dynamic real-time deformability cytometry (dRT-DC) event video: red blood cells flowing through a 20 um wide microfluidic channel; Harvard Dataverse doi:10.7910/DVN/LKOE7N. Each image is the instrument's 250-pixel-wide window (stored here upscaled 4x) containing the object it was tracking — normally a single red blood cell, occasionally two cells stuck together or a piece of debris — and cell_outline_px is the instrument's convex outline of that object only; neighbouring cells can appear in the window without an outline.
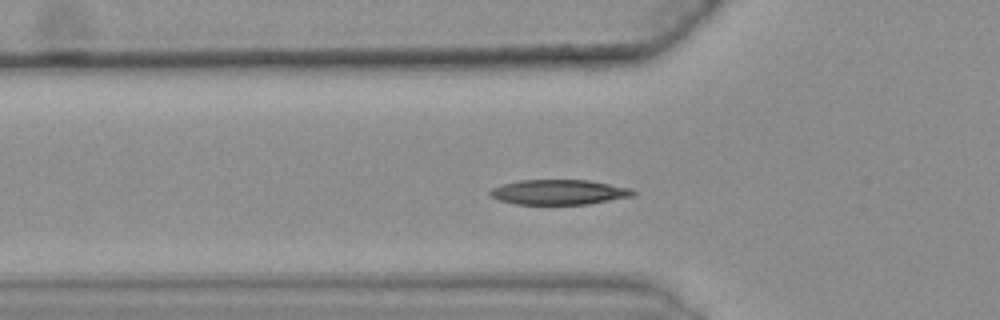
{"species": "common noctule bat (a hibernating species)", "species_latin": "Nyctalus noctula", "temperature_condition": "warm", "stored_images_in_passage": 44, "camera_frame_rate_fps": 3000, "um_per_image_px": 0.085, "animal": {"sex": "female", "body_mass_g": 25.1}, "frame": {"image": 1, "passage_image": 17, "time_ms": 5.333, "image_size_px": [1000, 320], "cell_outline_px": [[640, 192], [636, 196], [588, 204], [516, 204], [500, 200], [488, 196], [488, 192], [492, 188], [504, 184], [520, 180], [588, 180], [632, 188]], "centroid_in_image_um": [47.58, 16.33], "position_along_channel_um": 78.2, "area_um2": 21.04}}
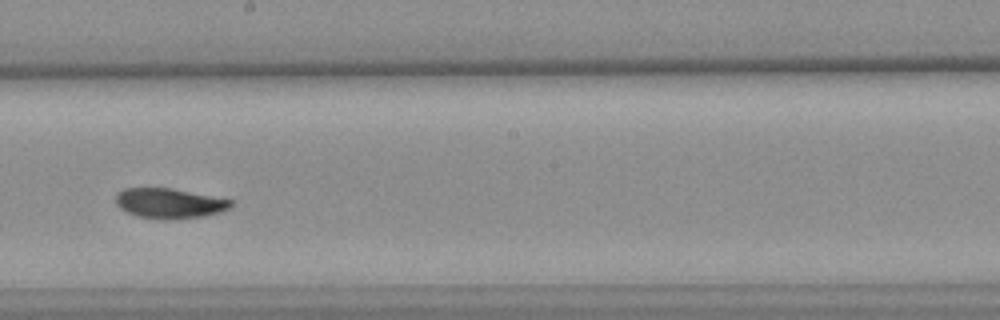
{"frame": {"image": 2, "passage_image": 30, "time_ms": 9.667, "image_size_px": [1000, 320], "cell_outline_px": [[232, 204], [228, 208], [220, 212], [204, 216], [168, 220], [164, 220], [136, 216], [120, 208], [116, 204], [116, 192], [124, 188], [172, 188], [232, 200]], "centroid_in_image_um": [14.36, 17.28], "position_along_channel_um": 233.8, "area_um2": 20.17}}
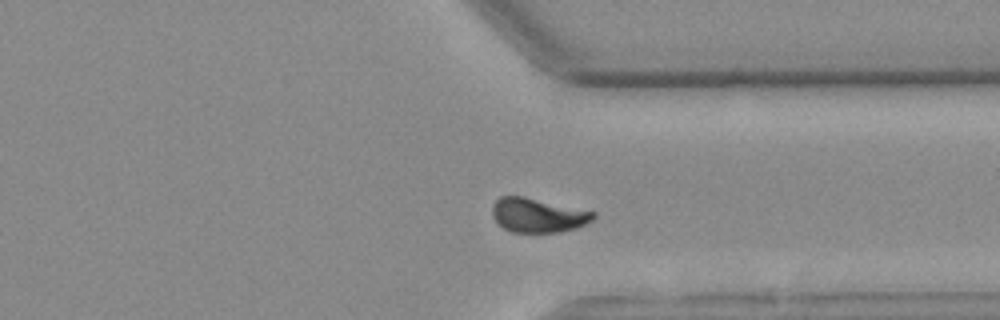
{"frame": {"image": 3, "passage_image": 41, "time_ms": 13.333, "image_size_px": [1000, 320], "cell_outline_px": [[596, 216], [592, 220], [576, 228], [560, 232], [512, 232], [504, 228], [492, 216], [492, 204], [500, 196], [524, 196], [596, 212]], "centroid_in_image_um": [45.71, 18.29], "position_along_channel_um": 365.7, "area_um2": 20.11}, "authors_computed_cell_mechanics": {"area_um2": 20.9236, "velocity_mm_per_s": 3.5911, "shape_relaxation_time_tau1_ms": 4.345, "shape_relaxation_time_tau2_ms": 2.2687, "deformation_change_tau1": 0.1597, "deformation_change_tau2": 0.0632}}